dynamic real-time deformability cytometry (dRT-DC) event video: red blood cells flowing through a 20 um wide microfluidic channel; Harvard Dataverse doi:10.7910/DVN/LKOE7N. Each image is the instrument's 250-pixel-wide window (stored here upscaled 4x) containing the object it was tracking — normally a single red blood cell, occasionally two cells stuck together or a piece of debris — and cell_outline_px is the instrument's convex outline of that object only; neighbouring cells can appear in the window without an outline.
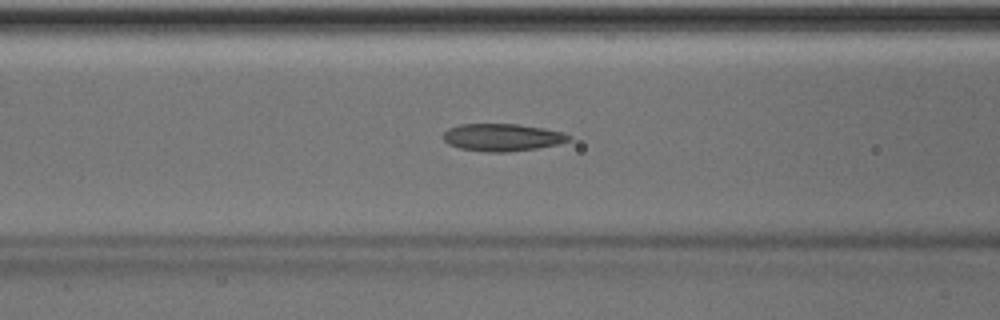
{"species": "Egyptian fruit bat (a non-hibernating species)", "species_latin": "Rousettus aegyptiacus", "temperature_condition": "room temperature", "stored_images_in_passage": 32, "camera_frame_rate_fps": 3000, "um_per_image_px": 0.085, "animal": {"sex": "male"}, "frame": {"image": 1, "passage_image": 5, "time_ms": 1.333, "image_size_px": [1000, 320], "cell_outline_px": [[572, 136], [568, 140], [556, 144], [536, 148], [508, 152], [488, 152], [460, 148], [448, 144], [444, 140], [444, 132], [448, 128], [460, 124], [516, 124], [544, 128], [564, 132]], "centroid_in_image_um": [42.68, 11.67], "position_along_channel_um": 123.9, "area_um2": 19.94}}
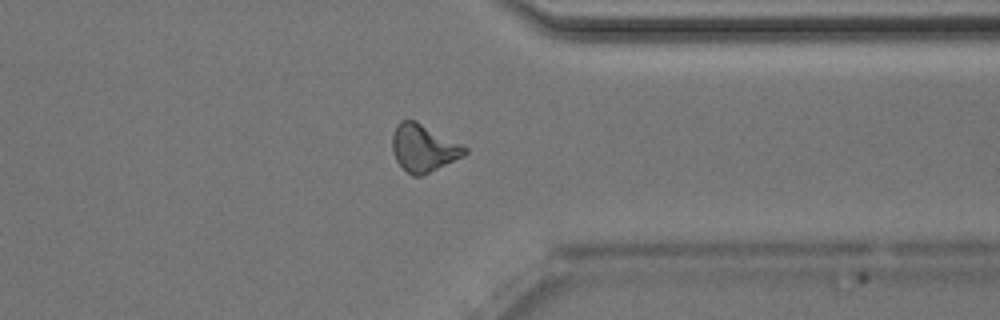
{"frame": {"image": 2, "passage_image": 24, "time_ms": 7.667, "image_size_px": [1000, 320], "cell_outline_px": [[468, 152], [464, 156], [420, 176], [412, 176], [396, 160], [392, 152], [392, 136], [396, 124], [400, 120], [416, 120], [468, 148]], "centroid_in_image_um": [35.98, 12.56], "position_along_channel_um": 375.4, "area_um2": 19.83}}
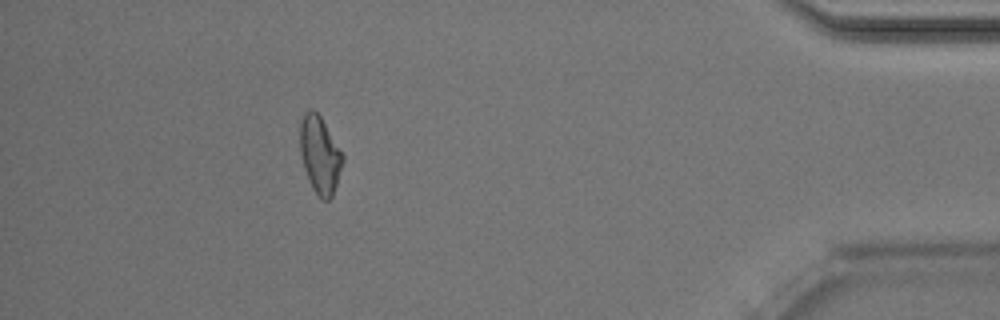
{"frame": {"image": 3, "passage_image": 30, "time_ms": 9.667, "image_size_px": [1000, 320], "cell_outline_px": [[344, 160], [332, 196], [328, 200], [320, 200], [312, 188], [308, 180], [304, 168], [300, 152], [300, 124], [304, 112], [308, 108], [312, 108], [320, 116], [344, 156]], "centroid_in_image_um": [27.17, 13.17], "position_along_channel_um": 408.0, "area_um2": 19.13}}